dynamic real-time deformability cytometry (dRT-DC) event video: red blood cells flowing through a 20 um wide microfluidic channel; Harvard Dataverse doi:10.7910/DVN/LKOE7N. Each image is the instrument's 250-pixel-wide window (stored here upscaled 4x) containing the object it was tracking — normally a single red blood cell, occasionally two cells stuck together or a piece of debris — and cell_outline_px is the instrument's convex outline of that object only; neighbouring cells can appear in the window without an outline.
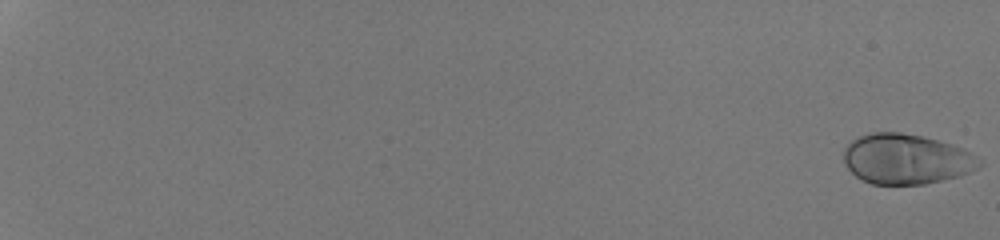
{"species": "human", "species_latin": "Homo sapiens", "temperature_condition": "room temperature", "stored_images_in_passage": 54, "camera_frame_rate_fps": 3000, "um_per_image_px": 0.085, "donor": {"sex": "male"}, "frame": {"image": 1, "passage_image": 1, "time_ms": 0.0, "image_size_px": [1000, 240], "cell_outline_px": [[984, 164], [980, 168], [960, 176], [924, 184], [872, 184], [856, 176], [844, 164], [844, 148], [856, 136], [872, 132], [900, 132], [924, 136], [952, 144], [984, 160]], "centroid_in_image_um": [77.05, 13.51], "position_along_channel_um": 8.0, "area_um2": 39.94}}
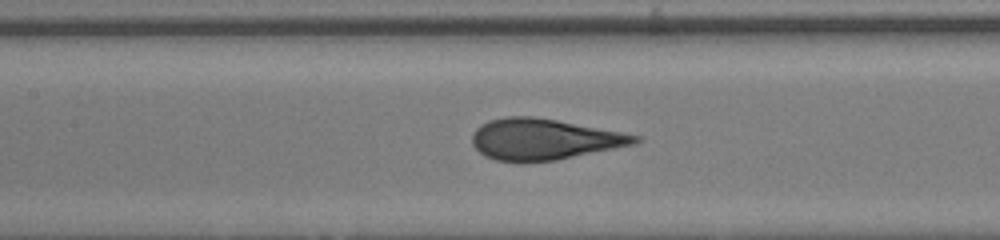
{"frame": {"image": 2, "passage_image": 31, "time_ms": 10.0, "image_size_px": [1000, 240], "cell_outline_px": [[644, 140], [636, 144], [556, 160], [496, 160], [484, 156], [472, 144], [472, 136], [476, 128], [480, 124], [488, 120], [504, 116], [532, 116], [556, 120], [620, 132], [640, 136]], "centroid_in_image_um": [46.23, 11.81], "position_along_channel_um": 161.2, "area_um2": 38.44}}
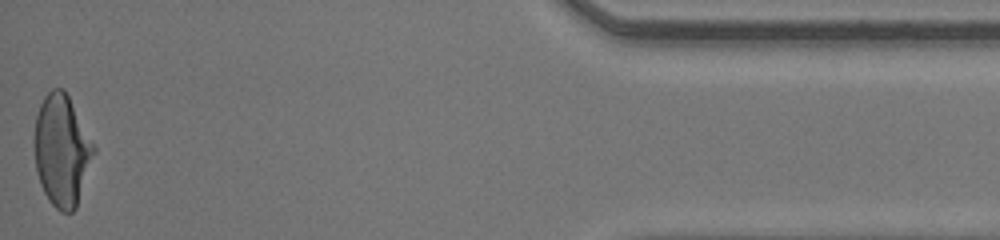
{"frame": {"image": 3, "passage_image": 54, "time_ms": 17.667, "image_size_px": [1000, 240], "cell_outline_px": [[96, 152], [76, 208], [72, 212], [60, 212], [48, 200], [40, 184], [36, 172], [32, 144], [32, 140], [36, 116], [40, 104], [44, 96], [52, 88], [64, 88], [96, 148]], "centroid_in_image_um": [5.23, 12.79], "position_along_channel_um": 430.0, "area_um2": 39.13}, "authors_computed_cell_mechanics": {"area_um2": 38.8994, "velocity_mm_per_s": 4.2832, "shape_relaxation_time_tau1_ms": 4.81, "shape_relaxation_time_tau2_ms": null, "deformation_change_tau1": 0.2012, "deformation_change_tau2": null}}